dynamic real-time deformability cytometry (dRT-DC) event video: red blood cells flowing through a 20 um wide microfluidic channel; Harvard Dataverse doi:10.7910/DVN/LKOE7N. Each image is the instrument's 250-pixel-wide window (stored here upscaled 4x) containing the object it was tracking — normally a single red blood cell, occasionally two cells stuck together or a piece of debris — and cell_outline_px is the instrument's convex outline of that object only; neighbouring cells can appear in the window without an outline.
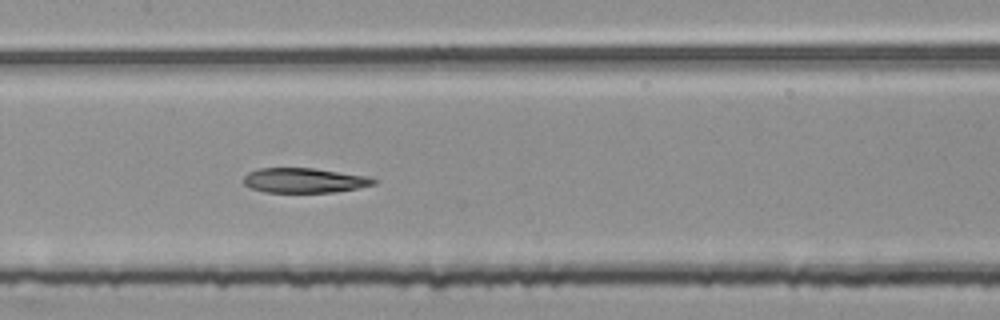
{"species": "common noctule bat (a hibernating species)", "species_latin": "Nyctalus noctula", "temperature_condition": "room temperature", "stored_images_in_passage": 52, "segment_of_instrument_passage": [2, 2], "camera_frame_rate_fps": 3000, "um_per_image_px": 0.085, "animal": {"sex": "female", "body_mass_g": 25.1}, "frame": {"image": 1, "passage_image": 26, "time_ms": 8.333, "image_size_px": [1000, 320], "cell_outline_px": [[376, 184], [360, 188], [332, 192], [264, 192], [252, 188], [244, 184], [244, 176], [248, 172], [260, 168], [312, 168], [368, 176], [376, 180]], "centroid_in_image_um": [25.87, 15.33], "position_along_channel_um": 181.5, "area_um2": 18.73}}
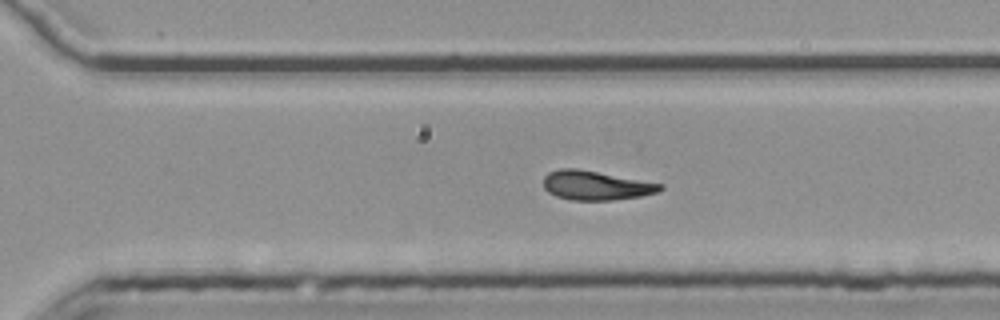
{"frame": {"image": 2, "passage_image": 37, "time_ms": 12.0, "image_size_px": [1000, 320], "cell_outline_px": [[664, 188], [656, 192], [640, 196], [612, 200], [568, 200], [556, 196], [548, 192], [544, 188], [544, 176], [548, 172], [560, 168], [576, 168], [664, 184]], "centroid_in_image_um": [50.62, 15.76], "position_along_channel_um": 320.0, "area_um2": 19.83}}
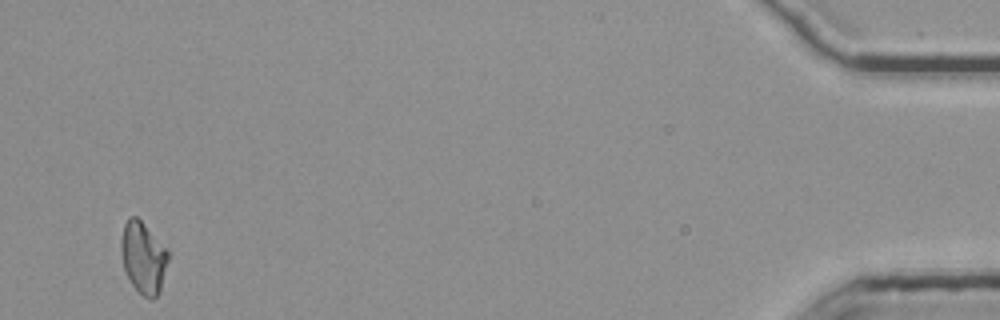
{"frame": {"image": 3, "passage_image": 52, "time_ms": 17.0, "image_size_px": [1000, 320], "cell_outline_px": [[168, 260], [160, 292], [152, 300], [148, 300], [132, 284], [124, 268], [120, 248], [120, 240], [124, 224], [128, 216], [136, 216], [140, 220], [168, 252]], "centroid_in_image_um": [12.16, 21.91], "position_along_channel_um": 423.0, "area_um2": 19.31}}